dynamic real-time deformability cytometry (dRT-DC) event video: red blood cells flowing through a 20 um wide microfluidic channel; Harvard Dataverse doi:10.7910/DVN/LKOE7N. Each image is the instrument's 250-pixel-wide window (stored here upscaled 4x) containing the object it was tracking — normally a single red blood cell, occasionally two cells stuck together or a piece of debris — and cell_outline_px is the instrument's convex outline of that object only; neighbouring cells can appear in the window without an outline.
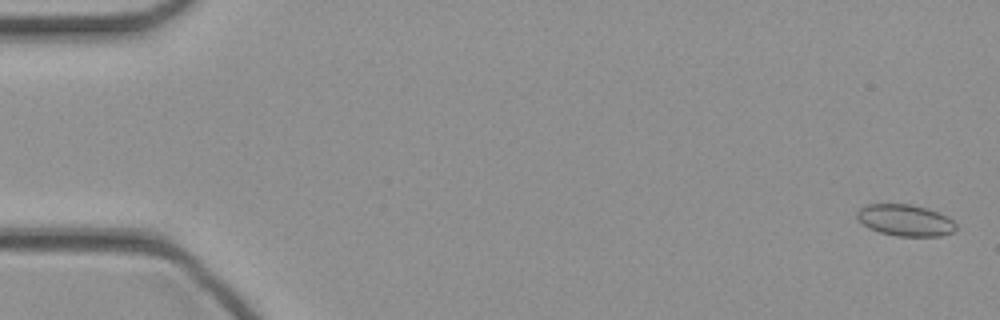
{"species": "common noctule bat (a hibernating species)", "species_latin": "Nyctalus noctula", "temperature_condition": "cold", "stored_images_in_passage": 48, "camera_frame_rate_fps": 3000, "um_per_image_px": 0.085, "animal": {"sex": "female", "body_mass_g": 21.9}, "frame": {"image": 1, "passage_image": 2, "time_ms": 0.333, "image_size_px": [1000, 320], "cell_outline_px": [[956, 228], [952, 232], [940, 236], [896, 236], [880, 232], [868, 228], [856, 216], [856, 212], [860, 208], [868, 204], [908, 204], [928, 208], [948, 216], [956, 224]], "centroid_in_image_um": [76.95, 18.72], "position_along_channel_um": 8.0, "area_um2": 18.15}}
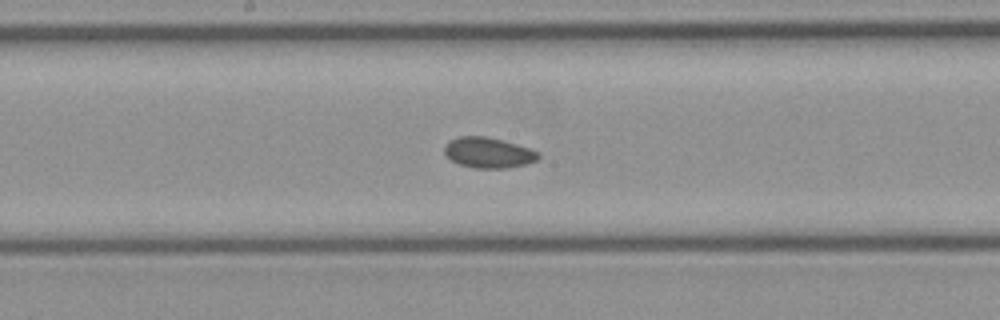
{"frame": {"image": 2, "passage_image": 25, "time_ms": 8.0, "image_size_px": [1000, 320], "cell_outline_px": [[540, 156], [536, 160], [524, 164], [504, 168], [476, 168], [460, 164], [452, 160], [444, 152], [444, 148], [448, 140], [460, 136], [484, 136], [516, 144], [540, 152]], "centroid_in_image_um": [41.49, 12.97], "position_along_channel_um": 206.7, "area_um2": 16.42}}
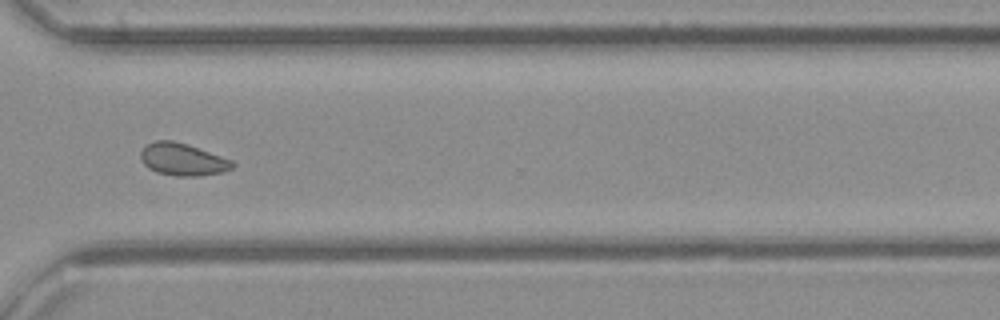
{"frame": {"image": 3, "passage_image": 35, "time_ms": 11.333, "image_size_px": [1000, 320], "cell_outline_px": [[236, 164], [232, 168], [220, 172], [200, 176], [176, 176], [156, 172], [148, 168], [144, 164], [140, 156], [140, 152], [148, 144], [156, 140], [172, 140], [188, 144], [232, 160]], "centroid_in_image_um": [15.52, 13.55], "position_along_channel_um": 355.1, "area_um2": 17.22}}